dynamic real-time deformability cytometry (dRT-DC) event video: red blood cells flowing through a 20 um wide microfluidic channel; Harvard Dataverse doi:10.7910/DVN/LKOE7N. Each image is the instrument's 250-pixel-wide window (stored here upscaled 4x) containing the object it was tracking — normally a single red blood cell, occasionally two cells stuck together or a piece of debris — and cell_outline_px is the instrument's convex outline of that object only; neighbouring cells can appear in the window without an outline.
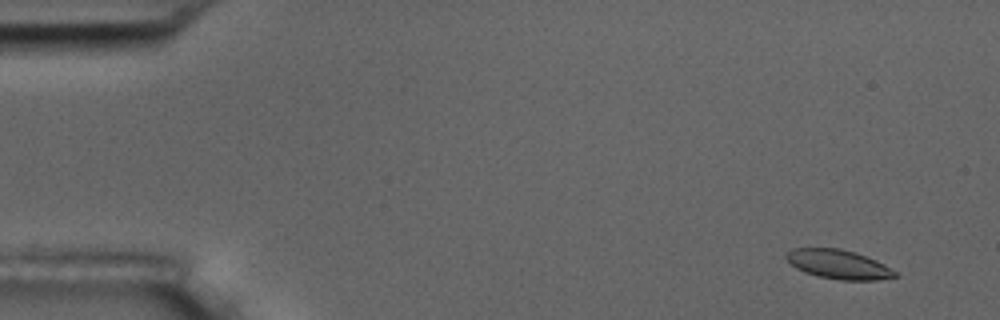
{"species": "common noctule bat (a hibernating species)", "species_latin": "Nyctalus noctula", "temperature_condition": "room temperature", "stored_images_in_passage": 57, "camera_frame_rate_fps": 3000, "um_per_image_px": 0.085, "animal": {"sex": "male", "body_mass_g": 17.5, "forearm_length_mm": 52.3}, "frame": {"image": 1, "passage_image": 4, "time_ms": 1.0, "image_size_px": [1000, 320], "cell_outline_px": [[900, 276], [876, 280], [840, 280], [820, 276], [804, 272], [796, 268], [784, 256], [792, 248], [840, 248], [856, 252], [876, 260], [884, 264], [896, 272]], "centroid_in_image_um": [71.29, 22.46], "position_along_channel_um": 13.7, "area_um2": 18.44}}
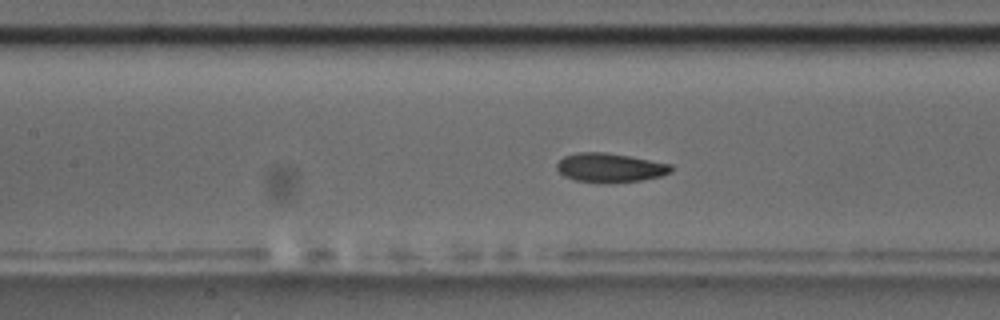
{"frame": {"image": 2, "passage_image": 26, "time_ms": 8.333, "image_size_px": [1000, 320], "cell_outline_px": [[672, 172], [660, 176], [640, 180], [576, 180], [564, 176], [556, 168], [556, 164], [564, 156], [576, 152], [608, 152], [672, 164]], "centroid_in_image_um": [51.85, 14.19], "position_along_channel_um": 155.5, "area_um2": 18.61}}
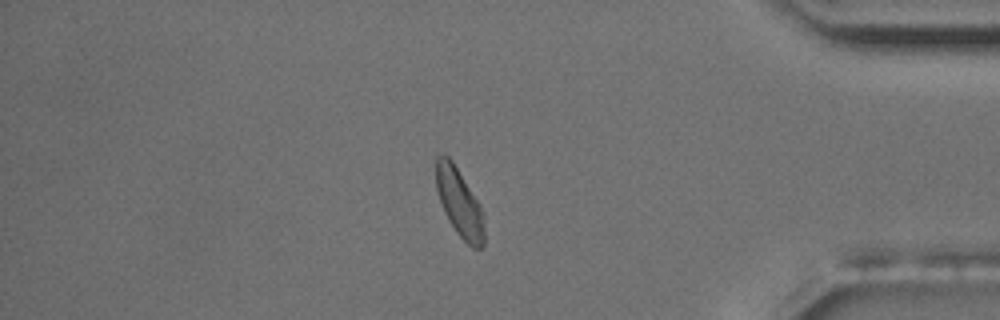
{"frame": {"image": 3, "passage_image": 49, "time_ms": 16.0, "image_size_px": [1000, 320], "cell_outline_px": [[484, 244], [480, 248], [472, 248], [456, 232], [448, 220], [444, 212], [436, 188], [436, 156], [448, 156], [452, 160], [480, 204], [484, 212]], "centroid_in_image_um": [39.07, 17.25], "position_along_channel_um": 396.1, "area_um2": 19.13}, "authors_computed_cell_mechanics": {"area_um2": 19.2474, "velocity_mm_per_s": 3.5435, "shape_relaxation_time_tau1_ms": 3.1278, "shape_relaxation_time_tau2_ms": 2.5314, "deformation_change_tau1": 0.1329, "deformation_change_tau2": 0.0535}}